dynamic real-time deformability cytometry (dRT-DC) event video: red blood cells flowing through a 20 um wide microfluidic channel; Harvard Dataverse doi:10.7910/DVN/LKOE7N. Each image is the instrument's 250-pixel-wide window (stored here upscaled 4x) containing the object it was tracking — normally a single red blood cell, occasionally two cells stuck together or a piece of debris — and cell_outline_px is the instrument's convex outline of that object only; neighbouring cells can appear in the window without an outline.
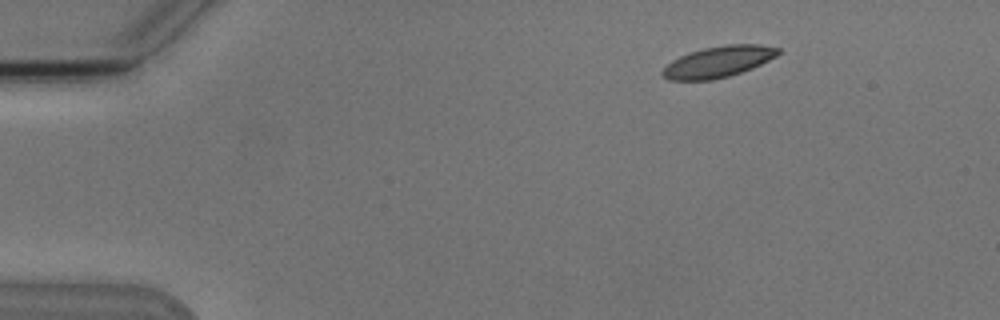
{"species": "Egyptian fruit bat (a non-hibernating species)", "species_latin": "Rousettus aegyptiacus", "temperature_condition": "cold", "stored_images_in_passage": 5, "camera_frame_rate_fps": 3000, "um_per_image_px": 0.085, "animal": {"sex": "male"}, "frame": {"image": 1, "passage_image": 2, "time_ms": 1.333, "image_size_px": [1000, 320], "cell_outline_px": [[780, 52], [776, 56], [752, 68], [728, 76], [712, 80], [668, 80], [660, 72], [672, 60], [680, 56], [704, 48], [724, 44], [760, 44], [780, 48]], "centroid_in_image_um": [61.06, 5.24], "position_along_channel_um": 23.9, "area_um2": 20.81}}
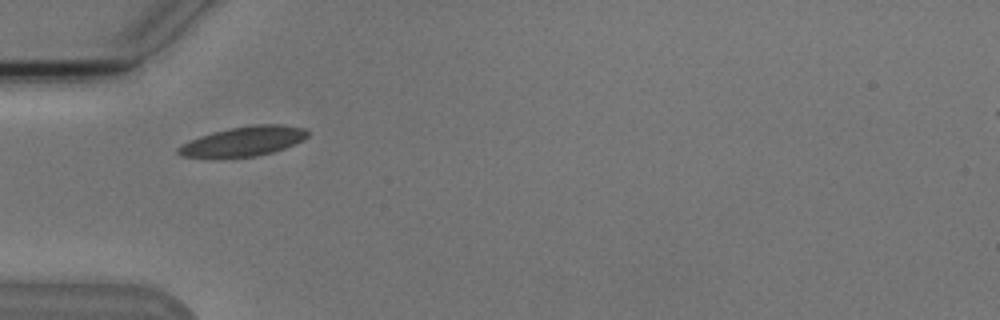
{"frame": {"image": 2, "passage_image": 4, "time_ms": 4.667, "image_size_px": [1000, 320], "cell_outline_px": [[308, 136], [304, 140], [284, 148], [272, 152], [256, 156], [180, 156], [176, 152], [176, 148], [180, 144], [200, 136], [212, 132], [232, 128], [256, 124], [280, 124], [304, 128], [308, 132]], "centroid_in_image_um": [20.71, 11.99], "position_along_channel_um": 64.3, "area_um2": 21.91}}